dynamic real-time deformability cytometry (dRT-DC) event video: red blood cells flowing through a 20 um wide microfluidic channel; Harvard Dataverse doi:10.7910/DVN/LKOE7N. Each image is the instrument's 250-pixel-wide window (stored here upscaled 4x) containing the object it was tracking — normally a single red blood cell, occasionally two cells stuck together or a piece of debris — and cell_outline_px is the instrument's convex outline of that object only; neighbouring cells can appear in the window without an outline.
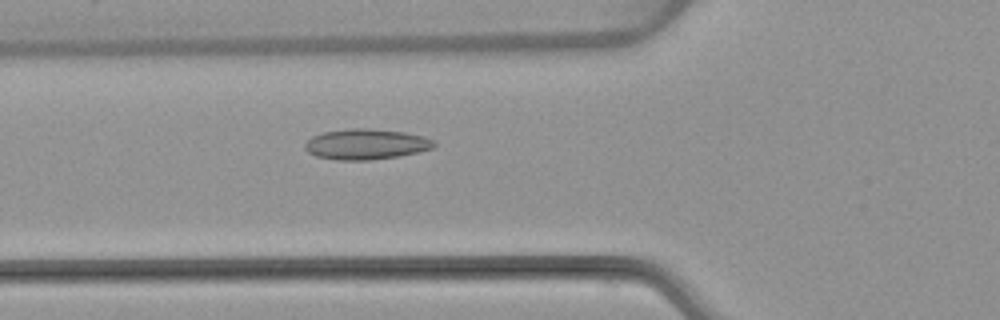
{"species": "common noctule bat (a hibernating species)", "species_latin": "Nyctalus noctula", "temperature_condition": "warm", "stored_images_in_passage": 5, "camera_frame_rate_fps": 3000, "um_per_image_px": 0.085, "animal": {"sex": "female", "body_mass_g": 22.7, "forearm_length_mm": 54.2}, "frame": {"image": 1, "passage_image": 5, "time_ms": 5.667, "image_size_px": [1000, 320], "cell_outline_px": [[436, 144], [432, 148], [416, 152], [396, 156], [372, 160], [336, 160], [316, 156], [308, 152], [304, 148], [304, 144], [312, 136], [324, 132], [348, 128], [368, 128], [404, 132], [424, 136], [432, 140]], "centroid_in_image_um": [31.07, 12.25], "position_along_channel_um": 94.7, "area_um2": 22.89}}